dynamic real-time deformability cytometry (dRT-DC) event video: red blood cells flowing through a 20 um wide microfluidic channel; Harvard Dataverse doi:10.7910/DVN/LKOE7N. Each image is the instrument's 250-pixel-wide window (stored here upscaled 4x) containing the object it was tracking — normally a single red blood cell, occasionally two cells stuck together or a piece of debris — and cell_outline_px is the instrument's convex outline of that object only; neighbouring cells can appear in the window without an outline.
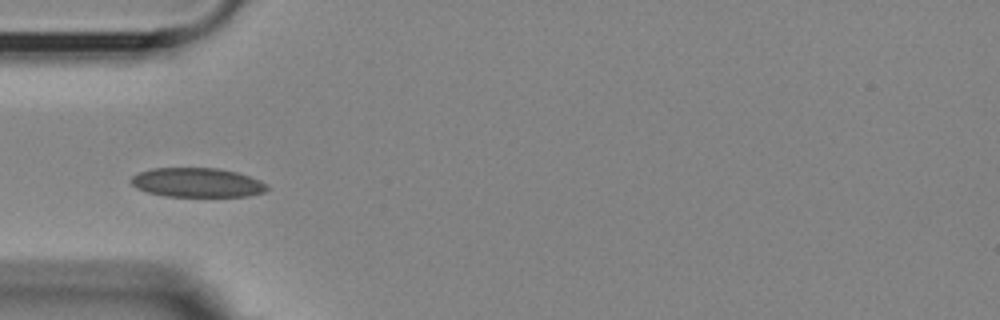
{"species": "Egyptian fruit bat (a non-hibernating species)", "species_latin": "Rousettus aegyptiacus", "temperature_condition": "room temperature", "stored_images_in_passage": 39, "camera_frame_rate_fps": 3000, "um_per_image_px": 0.085, "animal": {"sex": "female"}, "frame": {"image": 1, "passage_image": 1, "time_ms": 0.0, "image_size_px": [1000, 320], "cell_outline_px": [[268, 188], [264, 192], [248, 196], [164, 196], [148, 192], [136, 188], [128, 180], [132, 176], [140, 172], [152, 168], [216, 168], [236, 172], [260, 180], [268, 184]], "centroid_in_image_um": [16.74, 15.52], "position_along_channel_um": 68.3, "area_um2": 23.18}}
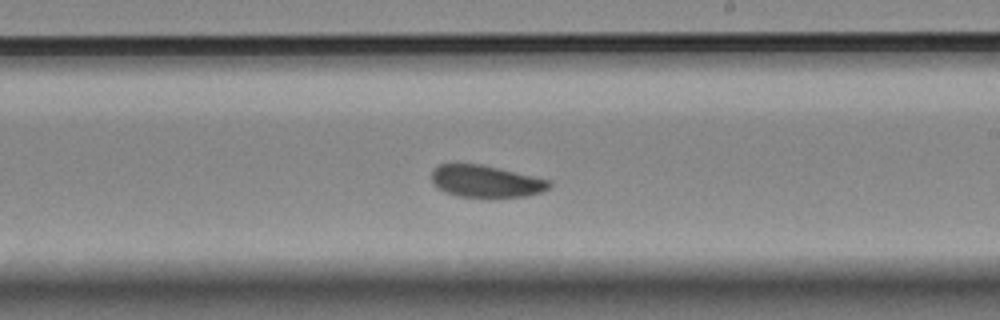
{"frame": {"image": 2, "passage_image": 16, "time_ms": 5.0, "image_size_px": [1000, 320], "cell_outline_px": [[552, 184], [544, 192], [524, 196], [456, 196], [444, 192], [432, 184], [432, 172], [440, 164], [480, 164], [552, 180]], "centroid_in_image_um": [41.31, 15.41], "position_along_channel_um": 247.7, "area_um2": 21.73}}
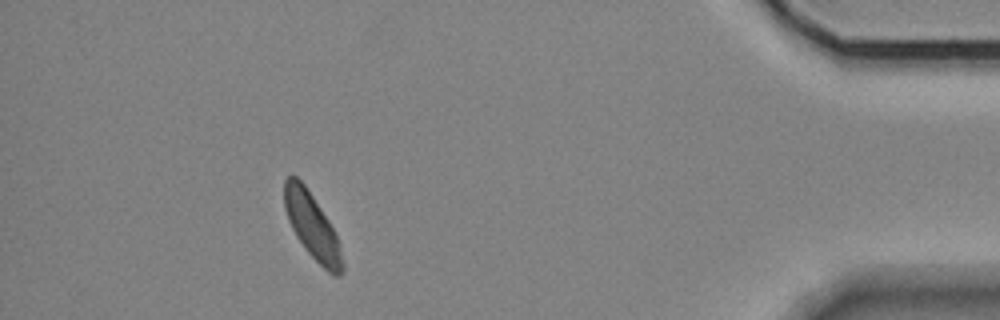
{"frame": {"image": 3, "passage_image": 34, "time_ms": 11.0, "image_size_px": [1000, 320], "cell_outline_px": [[344, 272], [340, 276], [332, 276], [304, 248], [296, 236], [288, 220], [284, 208], [284, 180], [292, 172], [304, 184], [328, 220], [336, 236], [344, 264]], "centroid_in_image_um": [26.51, 19.22], "position_along_channel_um": 408.7, "area_um2": 21.96}, "authors_computed_cell_mechanics": {"area_um2": 22.4264, "velocity_mm_per_s": 3.5797, "shape_relaxation_time_tau1_ms": 3.3187, "shape_relaxation_time_tau2_ms": 4.6636, "deformation_change_tau1": 0.0788, "deformation_change_tau2": 0.0697}}